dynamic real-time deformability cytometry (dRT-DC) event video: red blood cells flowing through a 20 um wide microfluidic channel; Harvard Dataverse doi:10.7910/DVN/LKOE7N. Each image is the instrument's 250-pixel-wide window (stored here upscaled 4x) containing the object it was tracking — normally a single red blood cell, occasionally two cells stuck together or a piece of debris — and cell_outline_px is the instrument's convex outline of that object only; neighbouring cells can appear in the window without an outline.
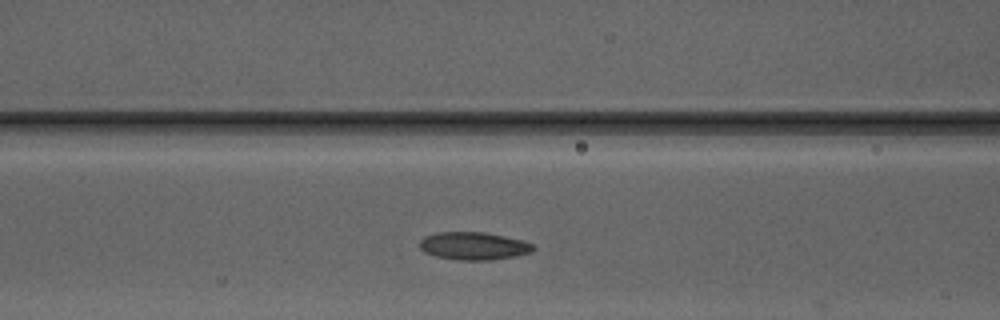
{"species": "Egyptian fruit bat (a non-hibernating species)", "species_latin": "Rousettus aegyptiacus", "temperature_condition": "warm", "stored_images_in_passage": 30, "camera_frame_rate_fps": 3000, "um_per_image_px": 0.085, "animal": {"sex": "male"}, "frame": {"image": 1, "passage_image": 10, "time_ms": 3.0, "image_size_px": [1000, 320], "cell_outline_px": [[536, 248], [532, 252], [512, 256], [488, 260], [456, 260], [436, 256], [424, 252], [420, 248], [420, 240], [424, 236], [436, 232], [484, 232], [524, 240], [536, 244]], "centroid_in_image_um": [40.27, 20.89], "position_along_channel_um": 126.3, "area_um2": 18.5}}
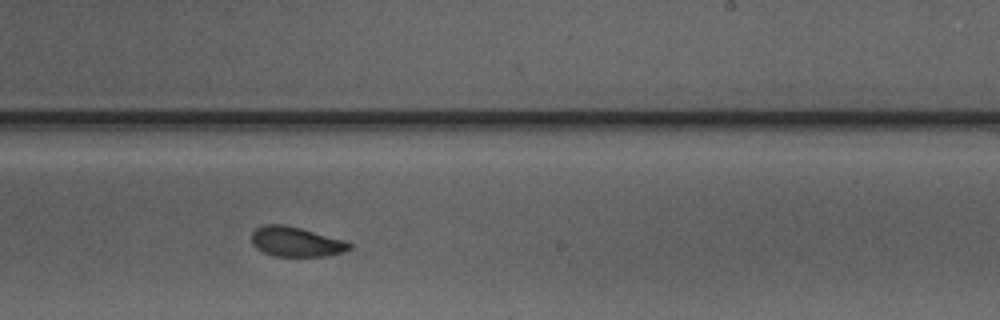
{"frame": {"image": 2, "passage_image": 20, "time_ms": 6.333, "image_size_px": [1000, 320], "cell_outline_px": [[352, 248], [344, 252], [328, 256], [276, 256], [264, 252], [256, 248], [252, 244], [252, 232], [256, 228], [264, 224], [284, 224], [300, 228], [344, 240], [352, 244]], "centroid_in_image_um": [25.17, 20.55], "position_along_channel_um": 263.8, "area_um2": 16.99}}
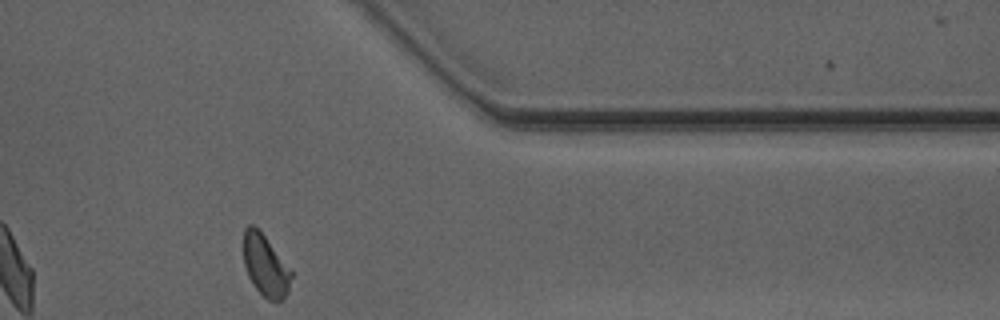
{"frame": {"image": 3, "passage_image": 30, "time_ms": 9.667, "image_size_px": [1000, 320], "cell_outline_px": [[292, 276], [288, 292], [284, 300], [268, 300], [256, 288], [248, 276], [244, 264], [244, 228], [248, 224], [252, 224], [264, 236], [292, 268]], "centroid_in_image_um": [22.59, 22.58], "position_along_channel_um": 388.8, "area_um2": 17.11}, "authors_computed_cell_mechanics": {"area_um2": 18.0047, "velocity_mm_per_s": 4.139, "shape_relaxation_time_tau1_ms": 5.908, "shape_relaxation_time_tau2_ms": 2.2237, "deformation_change_tau1": 0.14, "deformation_change_tau2": 0.0726}}